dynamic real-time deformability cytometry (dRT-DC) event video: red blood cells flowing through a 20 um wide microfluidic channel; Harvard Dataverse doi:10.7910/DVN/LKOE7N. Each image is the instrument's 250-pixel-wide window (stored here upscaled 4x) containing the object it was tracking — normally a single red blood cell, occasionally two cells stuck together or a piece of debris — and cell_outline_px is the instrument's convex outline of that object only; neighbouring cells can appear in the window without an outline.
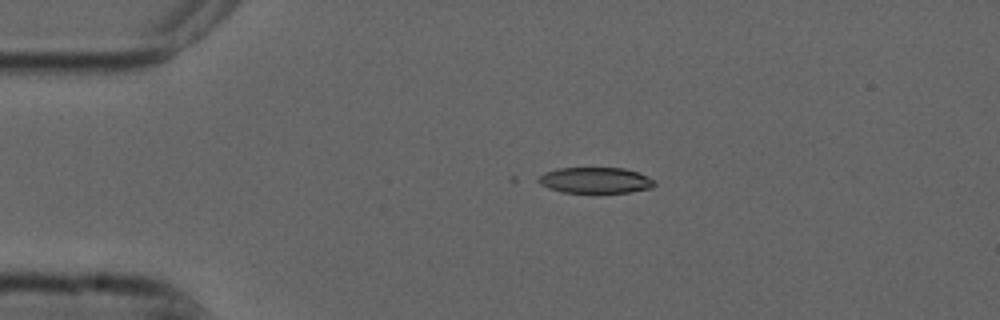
{"species": "common noctule bat (a hibernating species)", "species_latin": "Nyctalus noctula", "temperature_condition": "cold", "stored_images_in_passage": 4, "camera_frame_rate_fps": 3000, "um_per_image_px": 0.085, "animal": {"sex": "male", "forearm_length_mm": 52.5}, "frame": {"image": 1, "passage_image": 2, "time_ms": 0.333, "image_size_px": [1000, 320], "cell_outline_px": [[656, 184], [652, 188], [628, 192], [596, 196], [564, 192], [548, 188], [532, 180], [544, 172], [560, 168], [624, 168], [640, 172], [652, 180]], "centroid_in_image_um": [50.55, 15.37], "position_along_channel_um": 34.4, "area_um2": 18.5}}
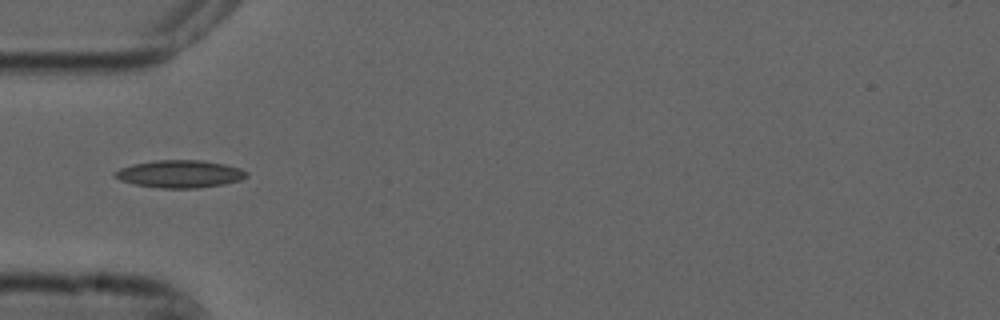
{"frame": {"image": 2, "passage_image": 4, "time_ms": 1.0, "image_size_px": [1000, 320], "cell_outline_px": [[248, 176], [240, 180], [224, 184], [196, 188], [160, 188], [136, 184], [120, 180], [112, 176], [112, 172], [120, 168], [132, 164], [156, 160], [204, 160], [224, 164], [240, 168], [248, 172]], "centroid_in_image_um": [15.27, 14.78], "position_along_channel_um": 69.7, "area_um2": 21.21}}